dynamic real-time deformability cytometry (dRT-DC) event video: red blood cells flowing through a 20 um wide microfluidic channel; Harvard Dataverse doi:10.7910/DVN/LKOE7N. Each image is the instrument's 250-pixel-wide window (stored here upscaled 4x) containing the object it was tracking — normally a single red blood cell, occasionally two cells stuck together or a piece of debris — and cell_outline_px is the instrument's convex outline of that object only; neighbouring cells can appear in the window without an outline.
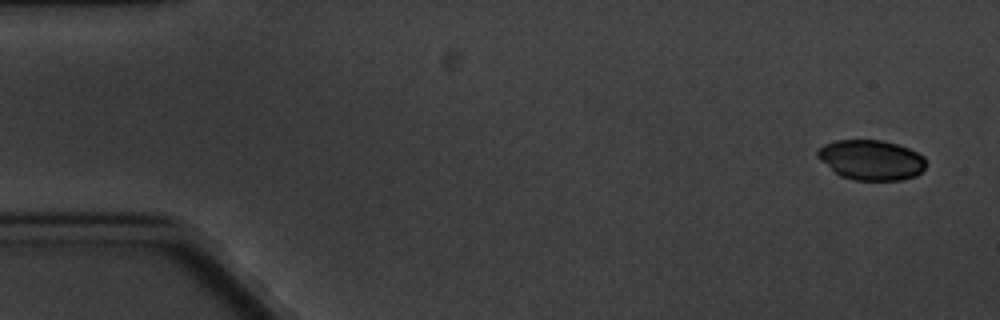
{"species": "common noctule bat (a hibernating species)", "species_latin": "Nyctalus noctula", "temperature_condition": "cold", "stored_images_in_passage": 9, "camera_frame_rate_fps": 3000, "um_per_image_px": 0.085, "animal": {"sex": "male", "body_mass_g": 20.1, "forearm_length_mm": 53.5}, "frame": {"image": 1, "passage_image": 1, "time_ms": 0.0, "image_size_px": [1000, 320], "cell_outline_px": [[928, 164], [916, 176], [900, 180], [852, 180], [840, 176], [820, 160], [816, 156], [816, 152], [824, 144], [836, 140], [880, 140], [896, 144], [908, 148], [924, 156]], "centroid_in_image_um": [74.06, 13.6], "position_along_channel_um": 10.9, "area_um2": 25.37}}